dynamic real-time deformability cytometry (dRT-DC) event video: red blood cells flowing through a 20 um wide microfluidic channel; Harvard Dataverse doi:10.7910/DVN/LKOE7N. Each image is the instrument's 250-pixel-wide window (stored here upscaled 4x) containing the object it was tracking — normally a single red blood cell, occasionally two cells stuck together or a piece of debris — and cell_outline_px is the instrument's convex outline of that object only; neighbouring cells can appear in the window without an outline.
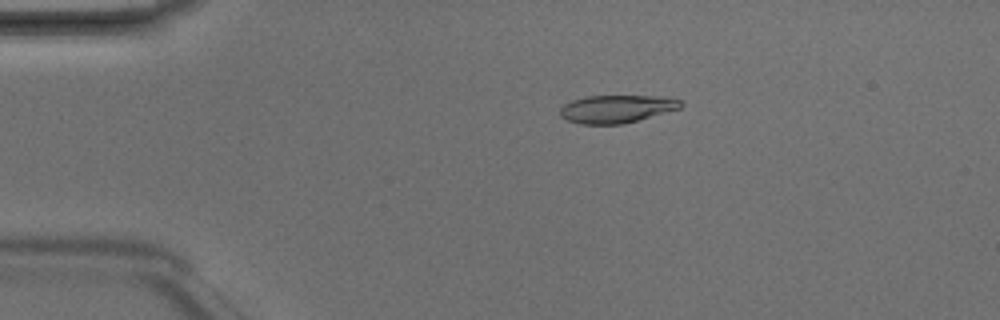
{"species": "Egyptian fruit bat (a non-hibernating species)", "species_latin": "Rousettus aegyptiacus", "temperature_condition": "room temperature", "stored_images_in_passage": 5, "camera_frame_rate_fps": 3000, "um_per_image_px": 0.085, "animal": {"sex": "male"}, "frame": {"image": 1, "passage_image": 3, "time_ms": 0.667, "image_size_px": [1000, 320], "cell_outline_px": [[684, 104], [680, 108], [636, 120], [620, 124], [580, 124], [568, 120], [560, 116], [560, 108], [564, 104], [572, 100], [588, 96], [660, 96], [680, 100]], "centroid_in_image_um": [52.38, 9.25], "position_along_channel_um": 32.6, "area_um2": 19.31}}
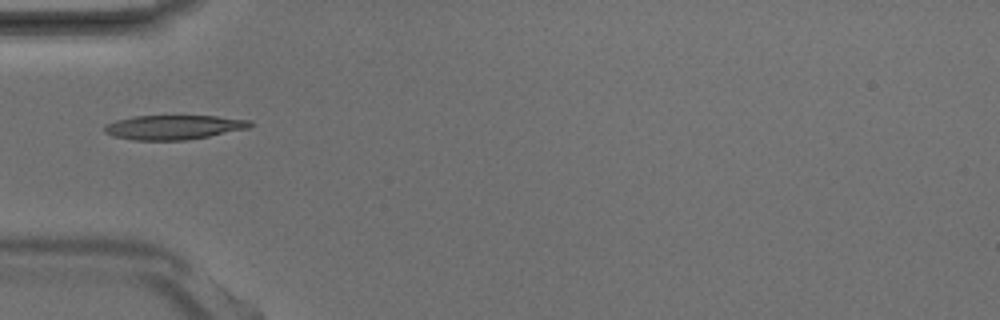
{"frame": {"image": 2, "passage_image": 4, "time_ms": 1.0, "image_size_px": [1000, 320], "cell_outline_px": [[252, 124], [248, 128], [188, 140], [132, 140], [112, 136], [104, 132], [104, 124], [116, 120], [136, 116], [216, 116], [252, 120]], "centroid_in_image_um": [14.73, 10.82], "position_along_channel_um": 70.3, "area_um2": 20.69}}